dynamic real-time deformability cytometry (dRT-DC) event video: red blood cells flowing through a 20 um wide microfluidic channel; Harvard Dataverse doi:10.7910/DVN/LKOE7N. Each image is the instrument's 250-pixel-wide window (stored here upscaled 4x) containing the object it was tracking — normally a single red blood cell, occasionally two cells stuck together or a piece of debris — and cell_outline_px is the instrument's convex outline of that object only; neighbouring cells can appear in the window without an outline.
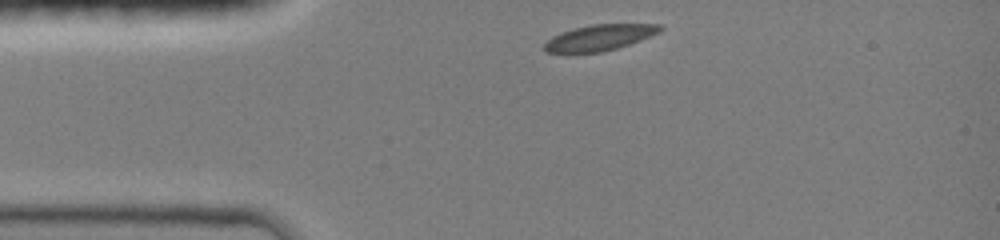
{"species": "common noctule bat (a hibernating species)", "species_latin": "Nyctalus noctula", "temperature_condition": "room temperature", "stored_images_in_passage": 38, "camera_frame_rate_fps": 3000, "um_per_image_px": 0.085, "animal": {"sex": "female", "body_mass_g": 19.0, "forearm_length_mm": 51.5}, "frame": {"image": 1, "passage_image": 1, "time_ms": 0.0, "image_size_px": [1000, 240], "cell_outline_px": [[664, 28], [660, 32], [640, 40], [616, 48], [600, 52], [544, 52], [544, 44], [552, 36], [560, 32], [572, 28], [592, 24], [660, 24]], "centroid_in_image_um": [50.95, 3.18], "position_along_channel_um": 34.0, "area_um2": 17.34}}
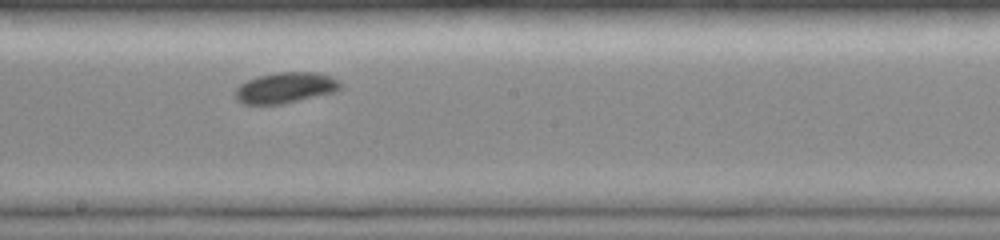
{"frame": {"image": 2, "passage_image": 24, "time_ms": 5.333, "image_size_px": [1000, 240], "cell_outline_px": [[344, 84], [336, 92], [280, 104], [244, 104], [236, 100], [236, 88], [240, 84], [256, 76], [276, 72], [316, 72], [332, 76], [340, 80]], "centroid_in_image_um": [24.3, 7.44], "position_along_channel_um": 223.9, "area_um2": 19.02}}
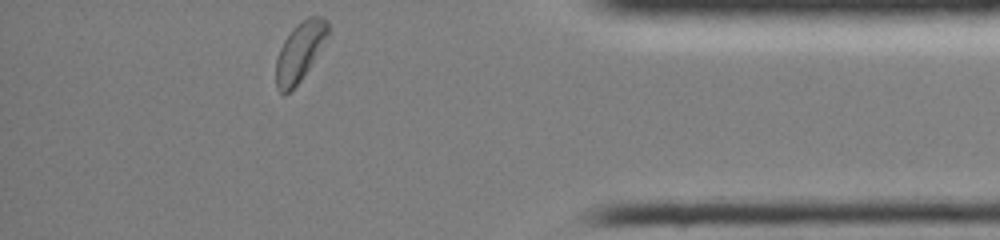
{"frame": {"image": 3, "passage_image": 38, "time_ms": 10.333, "image_size_px": [1000, 240], "cell_outline_px": [[328, 36], [308, 68], [300, 80], [284, 96], [276, 88], [276, 60], [280, 48], [284, 40], [292, 28], [296, 24], [308, 16], [324, 16], [328, 20]], "centroid_in_image_um": [25.47, 4.35], "position_along_channel_um": 409.7, "area_um2": 17.63}, "authors_computed_cell_mechanics": {"area_um2": 18.5538, "velocity_mm_per_s": 4.1165, "shape_relaxation_time_tau1_ms": 2.8702, "shape_relaxation_time_tau2_ms": null, "deformation_change_tau1": 0.0843, "deformation_change_tau2": null}}